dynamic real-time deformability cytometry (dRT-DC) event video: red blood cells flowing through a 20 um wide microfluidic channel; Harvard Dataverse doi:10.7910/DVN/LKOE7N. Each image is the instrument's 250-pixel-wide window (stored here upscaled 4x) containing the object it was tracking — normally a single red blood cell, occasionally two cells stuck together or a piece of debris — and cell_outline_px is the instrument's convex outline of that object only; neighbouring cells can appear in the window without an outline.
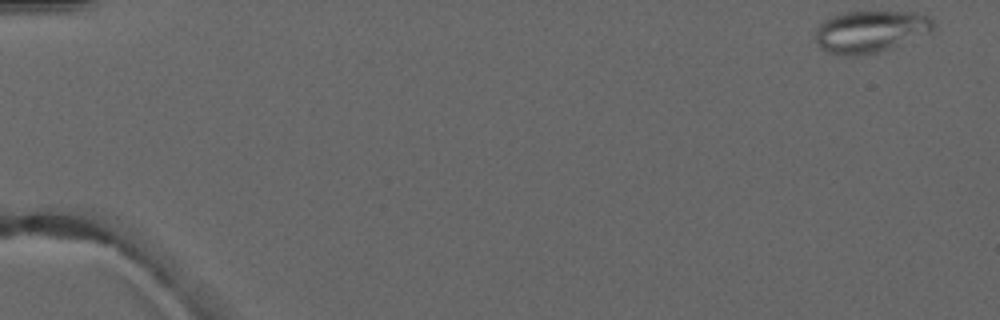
{"species": "common noctule bat (a hibernating species)", "species_latin": "Nyctalus noctula", "temperature_condition": "warm", "stored_images_in_passage": 5, "camera_frame_rate_fps": 3000, "um_per_image_px": 0.085, "animal": {"sex": "male", "forearm_length_mm": 52.5}, "frame": {"image": 1, "passage_image": 1, "time_ms": 0.0, "image_size_px": [1000, 320], "cell_outline_px": [[936, 24], [932, 32], [880, 52], [856, 56], [848, 56], [828, 52], [820, 48], [816, 44], [816, 32], [820, 24], [824, 20], [832, 16], [844, 12], [916, 12], [928, 16]], "centroid_in_image_um": [74.0, 2.68], "position_along_channel_um": 11.0, "area_um2": 28.9}}
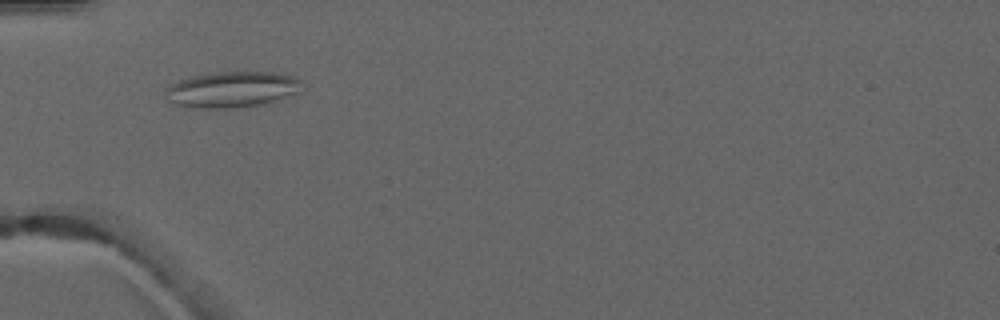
{"frame": {"image": 2, "passage_image": 4, "time_ms": 5.0, "image_size_px": [1000, 320], "cell_outline_px": [[300, 92], [264, 104], [232, 108], [200, 108], [176, 104], [168, 100], [164, 92], [164, 88], [168, 84], [192, 76], [212, 72], [272, 72], [296, 76], [300, 80]], "centroid_in_image_um": [19.7, 7.6], "position_along_channel_um": 65.3, "area_um2": 28.67}}